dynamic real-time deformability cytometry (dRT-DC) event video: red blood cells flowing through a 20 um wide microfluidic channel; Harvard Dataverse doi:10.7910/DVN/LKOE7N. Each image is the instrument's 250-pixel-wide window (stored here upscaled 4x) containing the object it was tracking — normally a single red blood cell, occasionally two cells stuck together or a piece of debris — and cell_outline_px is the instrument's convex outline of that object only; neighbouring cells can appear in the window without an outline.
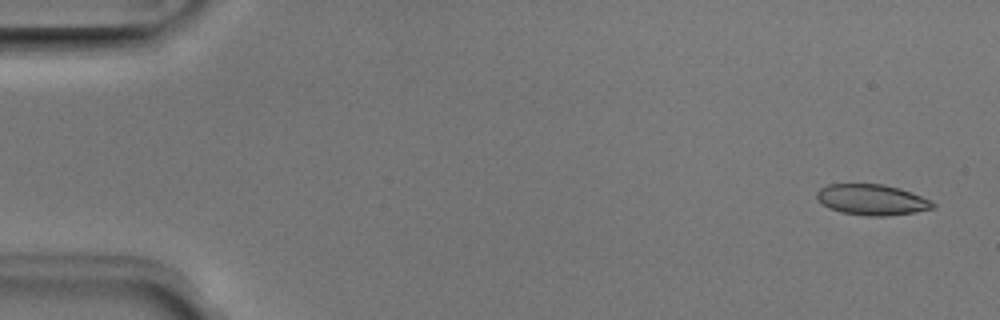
{"species": "Egyptian fruit bat (a non-hibernating species)", "species_latin": "Rousettus aegyptiacus", "temperature_condition": "room temperature", "stored_images_in_passage": 50, "camera_frame_rate_fps": 3000, "um_per_image_px": 0.085, "animal": {"sex": "male"}, "frame": {"image": 1, "passage_image": 2, "time_ms": 0.333, "image_size_px": [1000, 320], "cell_outline_px": [[936, 208], [888, 216], [868, 216], [840, 212], [828, 208], [816, 196], [816, 192], [820, 188], [828, 184], [884, 184], [900, 188], [920, 196], [936, 204]], "centroid_in_image_um": [74.1, 16.97], "position_along_channel_um": 10.9, "area_um2": 20.69}}
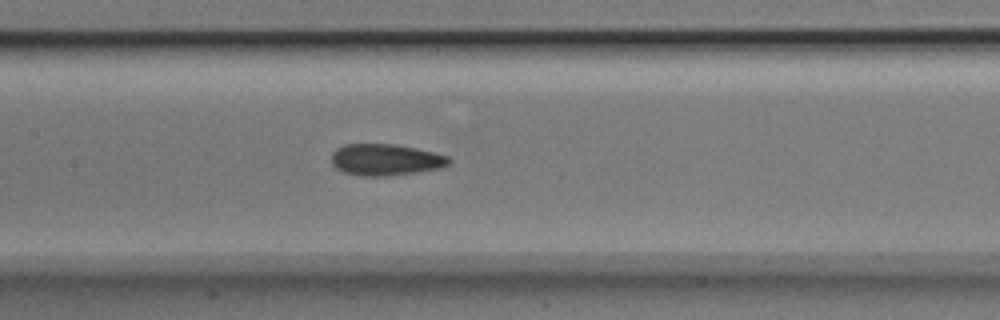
{"frame": {"image": 2, "passage_image": 24, "time_ms": 7.667, "image_size_px": [1000, 320], "cell_outline_px": [[452, 160], [448, 164], [440, 168], [416, 172], [388, 176], [360, 176], [344, 172], [336, 168], [332, 164], [332, 152], [336, 148], [344, 144], [396, 144], [416, 148], [448, 156]], "centroid_in_image_um": [32.75, 13.57], "position_along_channel_um": 174.6, "area_um2": 21.62}}
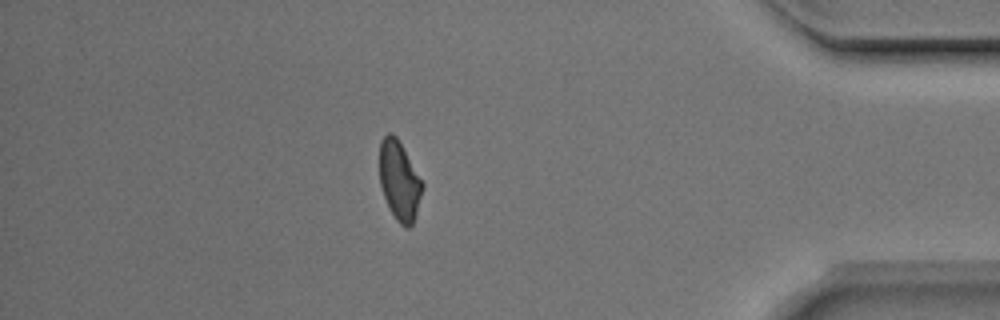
{"frame": {"image": 3, "passage_image": 44, "time_ms": 14.333, "image_size_px": [1000, 320], "cell_outline_px": [[424, 184], [416, 212], [412, 224], [408, 228], [400, 224], [396, 220], [384, 196], [380, 184], [380, 140], [388, 132], [392, 132], [396, 136]], "centroid_in_image_um": [33.93, 15.33], "position_along_channel_um": 401.3, "area_um2": 19.36}, "authors_computed_cell_mechanics": {"area_um2": 20.9814, "velocity_mm_per_s": 3.9836, "shape_relaxation_time_tau1_ms": 5.9155, "shape_relaxation_time_tau2_ms": 2.3759, "deformation_change_tau1": 0.1462, "deformation_change_tau2": 0.0783}}